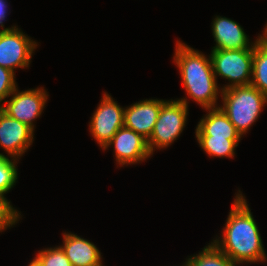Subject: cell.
Here are the masks:
<instances>
[{
  "label": "cell",
  "instance_id": "5",
  "mask_svg": "<svg viewBox=\"0 0 267 266\" xmlns=\"http://www.w3.org/2000/svg\"><path fill=\"white\" fill-rule=\"evenodd\" d=\"M210 58L216 80L220 76L229 81L221 90L251 85L253 49L212 50Z\"/></svg>",
  "mask_w": 267,
  "mask_h": 266
},
{
  "label": "cell",
  "instance_id": "17",
  "mask_svg": "<svg viewBox=\"0 0 267 266\" xmlns=\"http://www.w3.org/2000/svg\"><path fill=\"white\" fill-rule=\"evenodd\" d=\"M186 266H237L226 254L220 251L212 242L198 254L190 256Z\"/></svg>",
  "mask_w": 267,
  "mask_h": 266
},
{
  "label": "cell",
  "instance_id": "15",
  "mask_svg": "<svg viewBox=\"0 0 267 266\" xmlns=\"http://www.w3.org/2000/svg\"><path fill=\"white\" fill-rule=\"evenodd\" d=\"M251 85L267 96V43L255 40Z\"/></svg>",
  "mask_w": 267,
  "mask_h": 266
},
{
  "label": "cell",
  "instance_id": "13",
  "mask_svg": "<svg viewBox=\"0 0 267 266\" xmlns=\"http://www.w3.org/2000/svg\"><path fill=\"white\" fill-rule=\"evenodd\" d=\"M61 248L72 266H103L99 249L92 242L74 233H63Z\"/></svg>",
  "mask_w": 267,
  "mask_h": 266
},
{
  "label": "cell",
  "instance_id": "18",
  "mask_svg": "<svg viewBox=\"0 0 267 266\" xmlns=\"http://www.w3.org/2000/svg\"><path fill=\"white\" fill-rule=\"evenodd\" d=\"M9 156H0V192L8 193L18 179L17 159L8 158ZM12 159V160H11Z\"/></svg>",
  "mask_w": 267,
  "mask_h": 266
},
{
  "label": "cell",
  "instance_id": "1",
  "mask_svg": "<svg viewBox=\"0 0 267 266\" xmlns=\"http://www.w3.org/2000/svg\"><path fill=\"white\" fill-rule=\"evenodd\" d=\"M223 228L222 237L213 244L234 263L265 262L266 251L256 221L242 192L239 190Z\"/></svg>",
  "mask_w": 267,
  "mask_h": 266
},
{
  "label": "cell",
  "instance_id": "8",
  "mask_svg": "<svg viewBox=\"0 0 267 266\" xmlns=\"http://www.w3.org/2000/svg\"><path fill=\"white\" fill-rule=\"evenodd\" d=\"M12 98L5 100V105L0 108L12 118L28 125L34 130L33 121L41 116L48 100L47 91L44 88H35L18 91V87L10 95Z\"/></svg>",
  "mask_w": 267,
  "mask_h": 266
},
{
  "label": "cell",
  "instance_id": "16",
  "mask_svg": "<svg viewBox=\"0 0 267 266\" xmlns=\"http://www.w3.org/2000/svg\"><path fill=\"white\" fill-rule=\"evenodd\" d=\"M197 142L210 157L233 158L235 147L241 139L212 138V136H196Z\"/></svg>",
  "mask_w": 267,
  "mask_h": 266
},
{
  "label": "cell",
  "instance_id": "21",
  "mask_svg": "<svg viewBox=\"0 0 267 266\" xmlns=\"http://www.w3.org/2000/svg\"><path fill=\"white\" fill-rule=\"evenodd\" d=\"M16 88L15 72L0 66V105Z\"/></svg>",
  "mask_w": 267,
  "mask_h": 266
},
{
  "label": "cell",
  "instance_id": "7",
  "mask_svg": "<svg viewBox=\"0 0 267 266\" xmlns=\"http://www.w3.org/2000/svg\"><path fill=\"white\" fill-rule=\"evenodd\" d=\"M89 123L92 137L103 149L115 133L124 126V108L118 105L107 92H104Z\"/></svg>",
  "mask_w": 267,
  "mask_h": 266
},
{
  "label": "cell",
  "instance_id": "23",
  "mask_svg": "<svg viewBox=\"0 0 267 266\" xmlns=\"http://www.w3.org/2000/svg\"><path fill=\"white\" fill-rule=\"evenodd\" d=\"M258 39H260L261 41L267 43V24H266V26H265V28H264V32H263V34H262V35H259V36H258Z\"/></svg>",
  "mask_w": 267,
  "mask_h": 266
},
{
  "label": "cell",
  "instance_id": "20",
  "mask_svg": "<svg viewBox=\"0 0 267 266\" xmlns=\"http://www.w3.org/2000/svg\"><path fill=\"white\" fill-rule=\"evenodd\" d=\"M20 215L6 199L5 193L0 192V232L15 225L21 219Z\"/></svg>",
  "mask_w": 267,
  "mask_h": 266
},
{
  "label": "cell",
  "instance_id": "14",
  "mask_svg": "<svg viewBox=\"0 0 267 266\" xmlns=\"http://www.w3.org/2000/svg\"><path fill=\"white\" fill-rule=\"evenodd\" d=\"M208 110L205 117L197 124L196 136H212V138L241 139V135L235 129L226 114L219 106Z\"/></svg>",
  "mask_w": 267,
  "mask_h": 266
},
{
  "label": "cell",
  "instance_id": "4",
  "mask_svg": "<svg viewBox=\"0 0 267 266\" xmlns=\"http://www.w3.org/2000/svg\"><path fill=\"white\" fill-rule=\"evenodd\" d=\"M188 104L186 98H181L166 100L161 105L153 132L147 140L151 154L157 148H168L181 135L186 126Z\"/></svg>",
  "mask_w": 267,
  "mask_h": 266
},
{
  "label": "cell",
  "instance_id": "2",
  "mask_svg": "<svg viewBox=\"0 0 267 266\" xmlns=\"http://www.w3.org/2000/svg\"><path fill=\"white\" fill-rule=\"evenodd\" d=\"M174 61L181 75L183 87L188 97L202 108H216L222 90L217 85L211 58L177 41Z\"/></svg>",
  "mask_w": 267,
  "mask_h": 266
},
{
  "label": "cell",
  "instance_id": "10",
  "mask_svg": "<svg viewBox=\"0 0 267 266\" xmlns=\"http://www.w3.org/2000/svg\"><path fill=\"white\" fill-rule=\"evenodd\" d=\"M34 130L12 118L0 108V147L11 158L19 160L32 145Z\"/></svg>",
  "mask_w": 267,
  "mask_h": 266
},
{
  "label": "cell",
  "instance_id": "22",
  "mask_svg": "<svg viewBox=\"0 0 267 266\" xmlns=\"http://www.w3.org/2000/svg\"><path fill=\"white\" fill-rule=\"evenodd\" d=\"M6 2H7L6 0H0V27L2 28L1 31L10 29V28H5L3 24V21L5 20L7 14L6 9L8 7Z\"/></svg>",
  "mask_w": 267,
  "mask_h": 266
},
{
  "label": "cell",
  "instance_id": "19",
  "mask_svg": "<svg viewBox=\"0 0 267 266\" xmlns=\"http://www.w3.org/2000/svg\"><path fill=\"white\" fill-rule=\"evenodd\" d=\"M35 258L42 266H72L61 246L42 249Z\"/></svg>",
  "mask_w": 267,
  "mask_h": 266
},
{
  "label": "cell",
  "instance_id": "9",
  "mask_svg": "<svg viewBox=\"0 0 267 266\" xmlns=\"http://www.w3.org/2000/svg\"><path fill=\"white\" fill-rule=\"evenodd\" d=\"M111 145L114 146L115 158L120 166L141 163L152 155L147 139L125 126L115 133L103 150Z\"/></svg>",
  "mask_w": 267,
  "mask_h": 266
},
{
  "label": "cell",
  "instance_id": "11",
  "mask_svg": "<svg viewBox=\"0 0 267 266\" xmlns=\"http://www.w3.org/2000/svg\"><path fill=\"white\" fill-rule=\"evenodd\" d=\"M166 100L146 99L124 108V126L149 139Z\"/></svg>",
  "mask_w": 267,
  "mask_h": 266
},
{
  "label": "cell",
  "instance_id": "24",
  "mask_svg": "<svg viewBox=\"0 0 267 266\" xmlns=\"http://www.w3.org/2000/svg\"><path fill=\"white\" fill-rule=\"evenodd\" d=\"M28 266H42V265L40 264V262H39L36 258H34V259L29 263Z\"/></svg>",
  "mask_w": 267,
  "mask_h": 266
},
{
  "label": "cell",
  "instance_id": "12",
  "mask_svg": "<svg viewBox=\"0 0 267 266\" xmlns=\"http://www.w3.org/2000/svg\"><path fill=\"white\" fill-rule=\"evenodd\" d=\"M212 35L216 42L212 50L254 49L255 41L250 43L241 25L230 18L216 16L212 23Z\"/></svg>",
  "mask_w": 267,
  "mask_h": 266
},
{
  "label": "cell",
  "instance_id": "3",
  "mask_svg": "<svg viewBox=\"0 0 267 266\" xmlns=\"http://www.w3.org/2000/svg\"><path fill=\"white\" fill-rule=\"evenodd\" d=\"M221 95L223 105L219 107L242 137L257 121L267 96L252 85L231 87L222 90Z\"/></svg>",
  "mask_w": 267,
  "mask_h": 266
},
{
  "label": "cell",
  "instance_id": "6",
  "mask_svg": "<svg viewBox=\"0 0 267 266\" xmlns=\"http://www.w3.org/2000/svg\"><path fill=\"white\" fill-rule=\"evenodd\" d=\"M37 46L36 41L31 40L16 25L8 30H0V66L13 72L16 68L29 67Z\"/></svg>",
  "mask_w": 267,
  "mask_h": 266
}]
</instances>
